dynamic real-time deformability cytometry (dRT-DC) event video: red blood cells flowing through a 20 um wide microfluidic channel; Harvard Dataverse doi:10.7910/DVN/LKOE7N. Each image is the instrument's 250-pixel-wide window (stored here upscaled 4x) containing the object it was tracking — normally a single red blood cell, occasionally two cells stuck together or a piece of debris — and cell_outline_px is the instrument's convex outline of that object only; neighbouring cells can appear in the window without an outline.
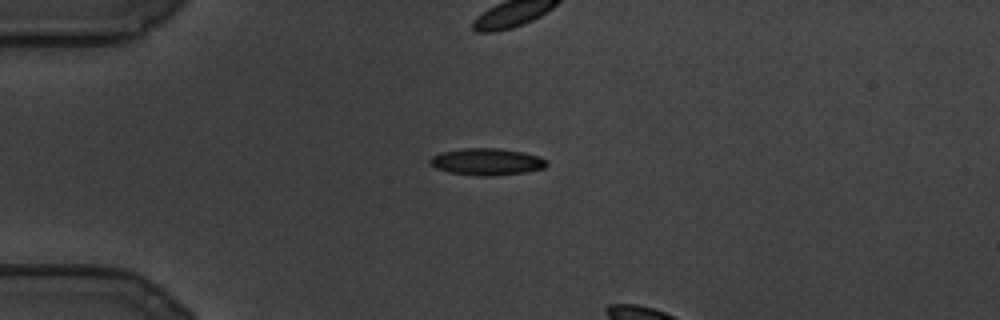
{"species": "common noctule bat (a hibernating species)", "species_latin": "Nyctalus noctula", "temperature_condition": "cold", "stored_images_in_passage": 13, "camera_frame_rate_fps": 3000, "um_per_image_px": 0.085, "animal": {"sex": "male", "body_mass_g": 19.5, "forearm_length_mm": 54.6}, "frame": {"image": 1, "passage_image": 1, "time_ms": 0.0, "image_size_px": [1000, 320], "cell_outline_px": [[548, 164], [544, 168], [524, 172], [492, 176], [476, 176], [448, 172], [436, 168], [428, 164], [428, 160], [432, 156], [440, 152], [460, 148], [500, 148], [540, 156], [548, 160]], "centroid_in_image_um": [41.34, 13.74], "position_along_channel_um": 43.7, "area_um2": 18.5}}